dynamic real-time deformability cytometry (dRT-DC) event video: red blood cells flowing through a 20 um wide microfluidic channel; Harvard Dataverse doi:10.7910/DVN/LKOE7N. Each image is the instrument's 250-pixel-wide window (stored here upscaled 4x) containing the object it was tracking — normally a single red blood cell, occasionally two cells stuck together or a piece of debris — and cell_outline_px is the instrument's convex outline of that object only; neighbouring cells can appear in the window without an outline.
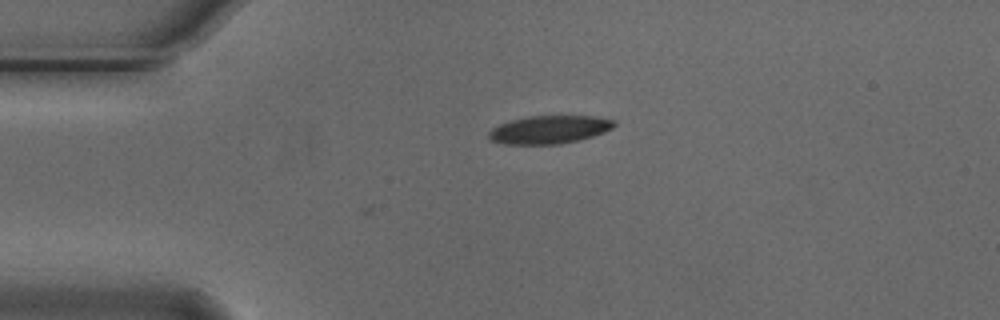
{"species": "Egyptian fruit bat (a non-hibernating species)", "species_latin": "Rousettus aegyptiacus", "temperature_condition": "cold", "stored_images_in_passage": 6, "camera_frame_rate_fps": 3000, "um_per_image_px": 0.085, "animal": {"sex": "male"}, "frame": {"image": 1, "passage_image": 1, "time_ms": 0.0, "image_size_px": [1000, 320], "cell_outline_px": [[616, 124], [612, 128], [604, 132], [592, 136], [560, 144], [504, 144], [488, 140], [488, 132], [492, 128], [500, 124], [512, 120], [528, 116], [592, 116], [616, 120]], "centroid_in_image_um": [46.67, 11.02], "position_along_channel_um": 38.3, "area_um2": 20.46}}